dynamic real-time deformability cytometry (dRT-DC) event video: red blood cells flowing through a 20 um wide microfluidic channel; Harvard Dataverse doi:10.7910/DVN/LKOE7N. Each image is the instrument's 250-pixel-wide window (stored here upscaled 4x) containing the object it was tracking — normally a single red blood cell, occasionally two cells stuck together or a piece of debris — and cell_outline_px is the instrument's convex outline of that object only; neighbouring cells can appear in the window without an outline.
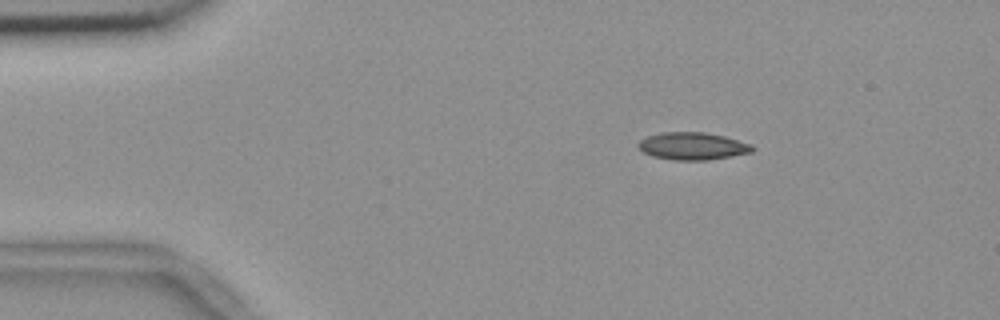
{"species": "common noctule bat (a hibernating species)", "species_latin": "Nyctalus noctula", "temperature_condition": "room temperature", "stored_images_in_passage": 47, "camera_frame_rate_fps": 3000, "um_per_image_px": 0.085, "animal": {"sex": "female", "body_mass_g": 18.4}, "frame": {"image": 1, "passage_image": 1, "time_ms": 0.0, "image_size_px": [1000, 320], "cell_outline_px": [[756, 148], [752, 152], [732, 156], [708, 160], [676, 160], [652, 156], [644, 152], [636, 144], [640, 140], [648, 136], [660, 132], [704, 132], [724, 136], [752, 144]], "centroid_in_image_um": [58.89, 12.41], "position_along_channel_um": 26.1, "area_um2": 18.26}}
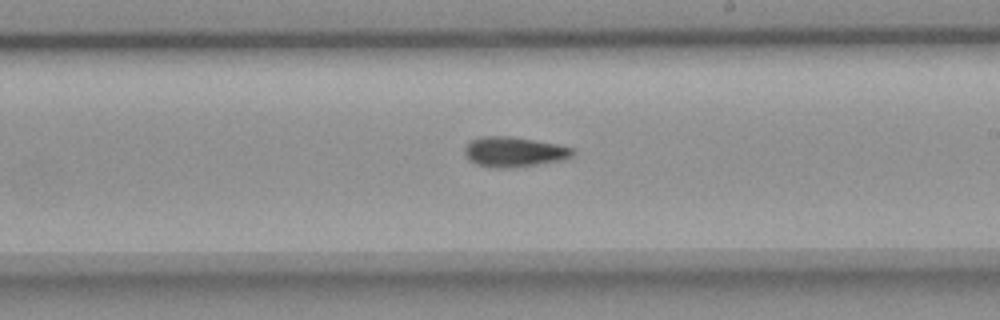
{"frame": {"image": 2, "passage_image": 24, "time_ms": 7.667, "image_size_px": [1000, 320], "cell_outline_px": [[576, 152], [572, 156], [564, 160], [508, 168], [492, 168], [476, 164], [468, 160], [464, 152], [464, 148], [472, 140], [480, 136], [512, 136], [560, 144], [572, 148]], "centroid_in_image_um": [43.7, 12.9], "position_along_channel_um": 245.3, "area_um2": 19.13}}
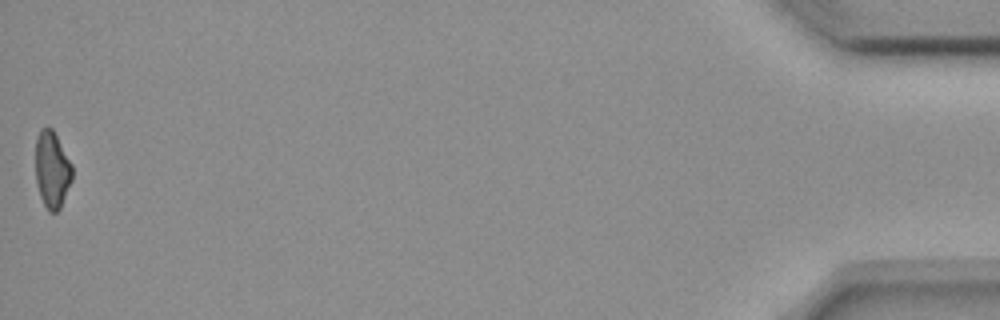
{"frame": {"image": 3, "passage_image": 47, "time_ms": 15.333, "image_size_px": [1000, 320], "cell_outline_px": [[72, 180], [60, 208], [56, 212], [48, 212], [40, 196], [36, 184], [36, 136], [40, 128], [48, 124], [52, 128], [72, 164]], "centroid_in_image_um": [4.41, 14.39], "position_along_channel_um": 430.8, "area_um2": 16.59}, "authors_computed_cell_mechanics": {"area_um2": 18.2648, "velocity_mm_per_s": 3.6921, "shape_relaxation_time_tau1_ms": null, "shape_relaxation_time_tau2_ms": 9.8407, "deformation_change_tau1": null, "deformation_change_tau2": 0.1829}}